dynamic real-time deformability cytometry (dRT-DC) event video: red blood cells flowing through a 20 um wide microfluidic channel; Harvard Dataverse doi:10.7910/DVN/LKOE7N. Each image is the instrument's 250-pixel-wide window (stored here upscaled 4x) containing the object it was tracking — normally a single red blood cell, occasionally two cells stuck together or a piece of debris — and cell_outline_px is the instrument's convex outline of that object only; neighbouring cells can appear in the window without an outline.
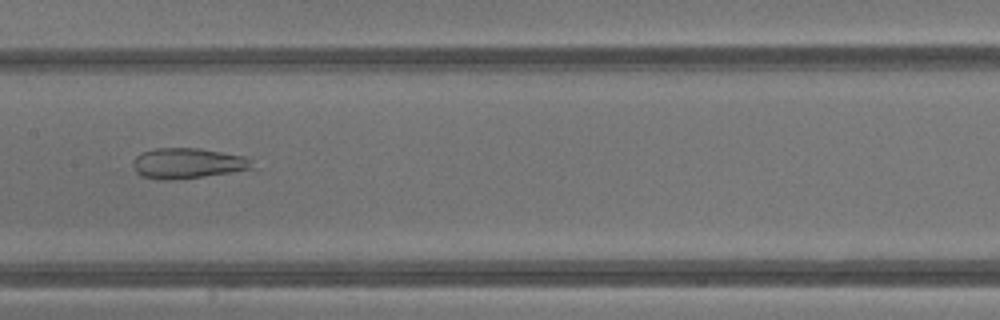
{"species": "common noctule bat (a hibernating species)", "species_latin": "Nyctalus noctula", "temperature_condition": "warm", "stored_images_in_passage": 43, "camera_frame_rate_fps": 3000, "um_per_image_px": 0.085, "animal": {"sex": "male", "body_mass_g": 13.3}, "frame": {"image": 1, "passage_image": 22, "time_ms": 7.0, "image_size_px": [1000, 320], "cell_outline_px": [[252, 168], [228, 172], [200, 176], [164, 180], [140, 176], [136, 172], [132, 164], [132, 160], [140, 152], [156, 148], [200, 148], [244, 156], [252, 160]], "centroid_in_image_um": [15.87, 13.85], "position_along_channel_um": 191.5, "area_um2": 20.87}}
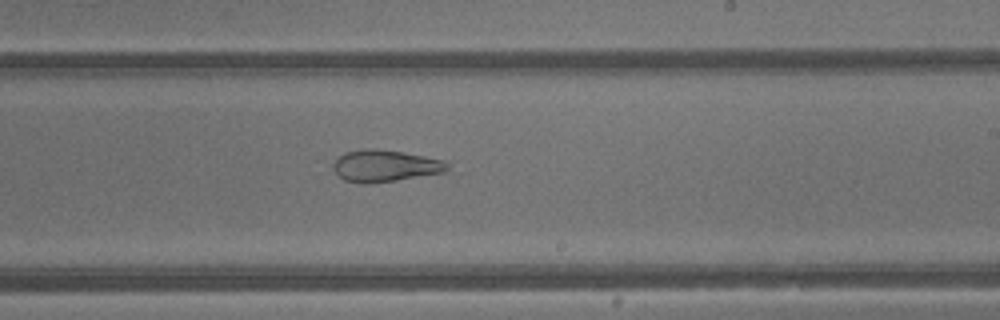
{"frame": {"image": 2, "passage_image": 26, "time_ms": 8.333, "image_size_px": [1000, 320], "cell_outline_px": [[448, 168], [444, 172], [396, 180], [368, 184], [364, 184], [344, 180], [332, 168], [332, 164], [344, 152], [372, 148], [404, 152], [444, 160], [448, 164]], "centroid_in_image_um": [32.71, 14.1], "position_along_channel_um": 256.3, "area_um2": 20.98}}
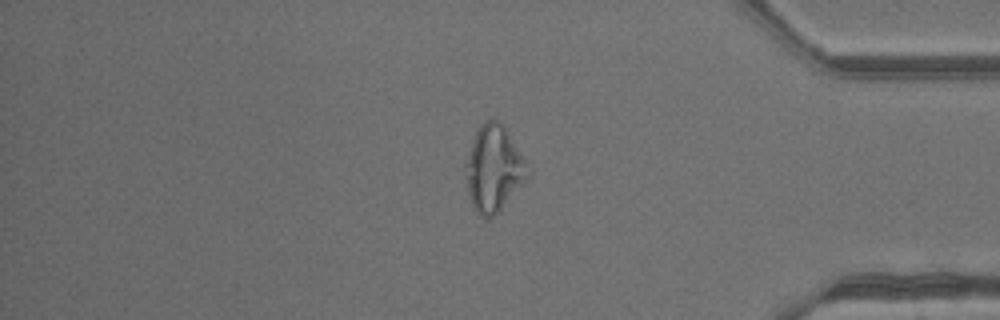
{"frame": {"image": 3, "passage_image": 36, "time_ms": 11.667, "image_size_px": [1000, 320], "cell_outline_px": [[528, 176], [500, 208], [488, 220], [480, 216], [476, 212], [472, 204], [468, 192], [464, 176], [464, 164], [472, 140], [480, 124], [484, 120], [496, 120], [504, 124], [524, 160]], "centroid_in_image_um": [41.89, 14.3], "position_along_channel_um": 393.3, "area_um2": 30.46}}